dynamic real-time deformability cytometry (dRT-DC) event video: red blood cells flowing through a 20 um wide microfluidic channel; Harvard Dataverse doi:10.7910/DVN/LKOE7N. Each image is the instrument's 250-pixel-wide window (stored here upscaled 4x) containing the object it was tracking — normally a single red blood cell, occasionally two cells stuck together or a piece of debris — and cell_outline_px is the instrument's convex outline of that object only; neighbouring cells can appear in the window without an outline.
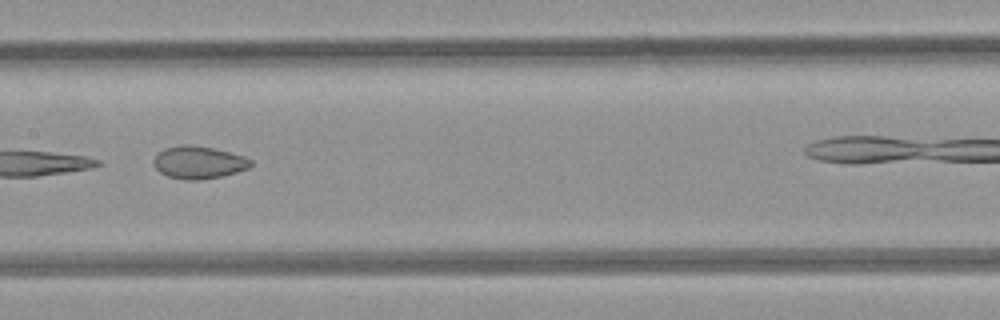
{"species": "common noctule bat (a hibernating species)", "species_latin": "Nyctalus noctula", "temperature_condition": "room temperature", "stored_images_in_passage": 9, "segment_of_instrument_passage": [1, 2], "camera_frame_rate_fps": 3000, "um_per_image_px": 0.085, "animal": {"sex": "female", "body_mass_g": 21.9}, "frame": {"image": 1, "passage_image": 8, "time_ms": 8.0, "image_size_px": [1000, 320], "cell_outline_px": [[252, 164], [248, 168], [236, 172], [220, 176], [200, 180], [188, 180], [168, 176], [160, 172], [152, 164], [152, 160], [164, 148], [184, 144], [192, 144], [212, 148], [244, 156], [252, 160]], "centroid_in_image_um": [16.86, 13.8], "position_along_channel_um": 190.5, "area_um2": 18.32}}